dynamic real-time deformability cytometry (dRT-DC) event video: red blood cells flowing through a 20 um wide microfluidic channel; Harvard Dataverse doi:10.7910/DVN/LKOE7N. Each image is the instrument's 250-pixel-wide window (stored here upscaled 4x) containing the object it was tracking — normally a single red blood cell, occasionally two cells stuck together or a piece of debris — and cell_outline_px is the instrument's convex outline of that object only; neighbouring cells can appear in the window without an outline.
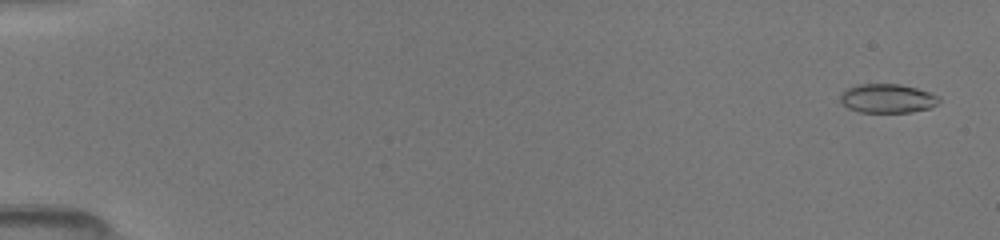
{"species": "common noctule bat (a hibernating species)", "species_latin": "Nyctalus noctula", "temperature_condition": "room temperature", "stored_images_in_passage": 9, "camera_frame_rate_fps": 3000, "um_per_image_px": 0.085, "animal": {"sex": "female", "body_mass_g": 19.5, "forearm_length_mm": 54.1}, "frame": {"image": 1, "passage_image": 1, "time_ms": 0.0, "image_size_px": [1000, 240], "cell_outline_px": [[940, 100], [936, 104], [928, 108], [912, 112], [860, 112], [848, 108], [840, 100], [840, 96], [848, 88], [856, 84], [900, 84], [932, 92], [940, 96]], "centroid_in_image_um": [75.46, 8.36], "position_along_channel_um": 9.5, "area_um2": 16.65}}
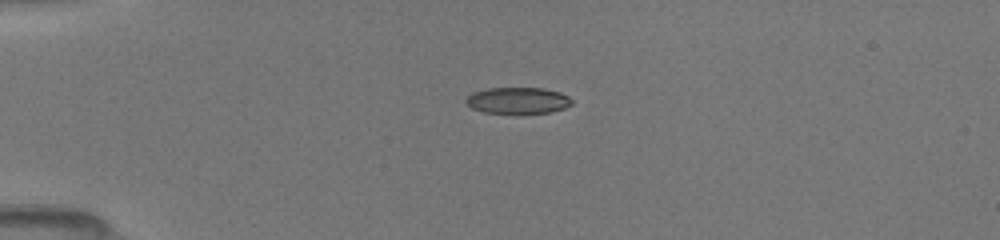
{"frame": {"image": 2, "passage_image": 6, "time_ms": 3.667, "image_size_px": [1000, 240], "cell_outline_px": [[572, 104], [564, 108], [548, 112], [484, 112], [472, 108], [464, 100], [472, 92], [488, 88], [544, 88], [560, 92], [568, 96], [572, 100]], "centroid_in_image_um": [44.01, 8.51], "position_along_channel_um": 41.0, "area_um2": 15.95}}
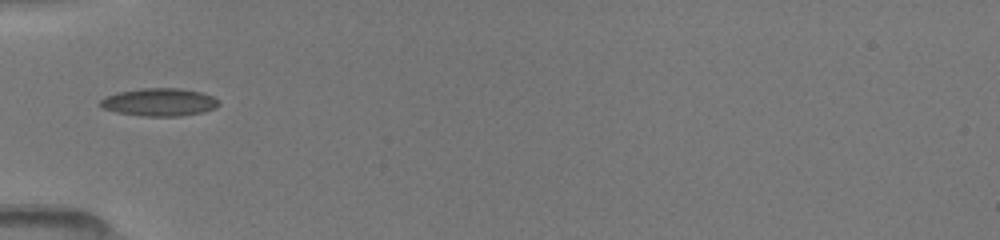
{"frame": {"image": 3, "passage_image": 8, "time_ms": 5.333, "image_size_px": [1000, 240], "cell_outline_px": [[220, 104], [216, 108], [200, 112], [180, 116], [140, 116], [116, 112], [104, 108], [100, 104], [100, 100], [104, 96], [116, 92], [140, 88], [180, 88], [200, 92], [212, 96], [220, 100]], "centroid_in_image_um": [13.53, 8.67], "position_along_channel_um": 71.5, "area_um2": 19.31}}